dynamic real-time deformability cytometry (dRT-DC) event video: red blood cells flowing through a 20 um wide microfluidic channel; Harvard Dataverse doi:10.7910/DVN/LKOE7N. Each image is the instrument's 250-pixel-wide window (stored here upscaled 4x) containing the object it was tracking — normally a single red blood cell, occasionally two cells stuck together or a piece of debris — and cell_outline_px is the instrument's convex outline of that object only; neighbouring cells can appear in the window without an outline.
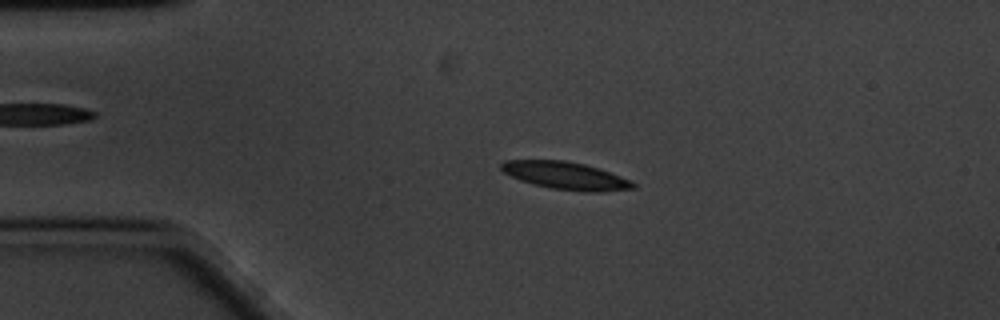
{"species": "common noctule bat (a hibernating species)", "species_latin": "Nyctalus noctula", "temperature_condition": "cold", "stored_images_in_passage": 58, "camera_frame_rate_fps": 3000, "um_per_image_px": 0.085, "animal": {"sex": "male", "body_mass_g": 20.1, "forearm_length_mm": 53.5}, "frame": {"image": 1, "passage_image": 12, "time_ms": 3.667, "image_size_px": [1000, 320], "cell_outline_px": [[636, 188], [600, 192], [584, 192], [552, 188], [520, 180], [504, 172], [500, 168], [500, 164], [504, 160], [564, 160], [584, 164], [620, 176], [636, 184]], "centroid_in_image_um": [48.07, 14.93], "position_along_channel_um": 36.9, "area_um2": 20.87}}
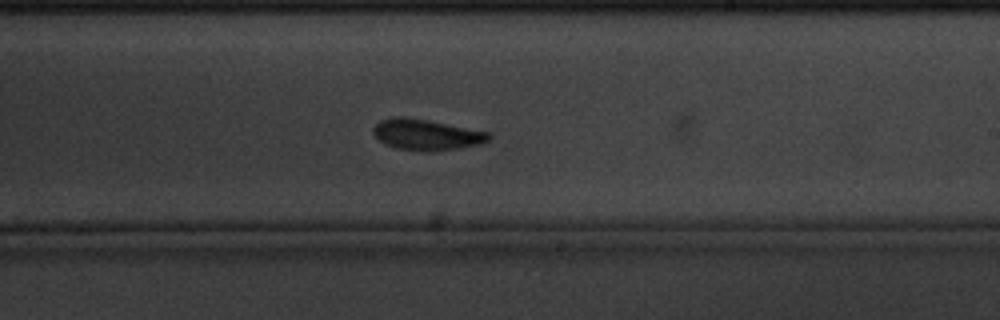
{"frame": {"image": 2, "passage_image": 34, "time_ms": 11.0, "image_size_px": [1000, 320], "cell_outline_px": [[492, 136], [488, 140], [480, 144], [460, 148], [432, 152], [424, 152], [396, 148], [384, 144], [372, 132], [372, 128], [380, 120], [392, 116], [404, 116], [428, 120], [492, 132]], "centroid_in_image_um": [36.26, 11.44], "position_along_channel_um": 252.7, "area_um2": 21.21}}
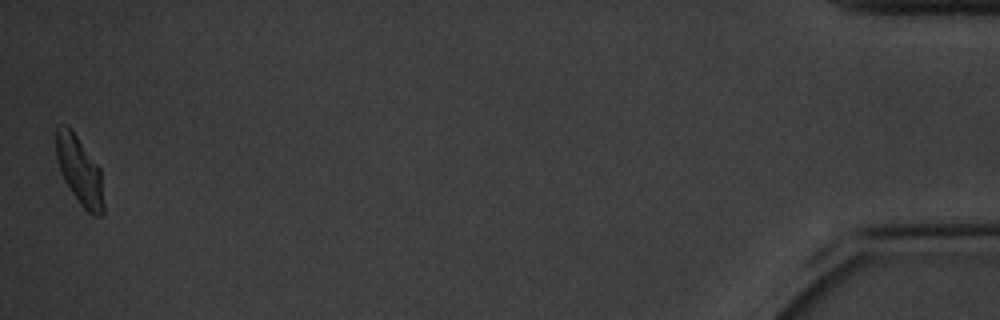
{"frame": {"image": 3, "passage_image": 58, "time_ms": 19.0, "image_size_px": [1000, 320], "cell_outline_px": [[104, 216], [96, 216], [88, 212], [80, 204], [64, 180], [60, 172], [56, 160], [56, 124], [68, 124], [100, 168], [104, 204]], "centroid_in_image_um": [6.75, 14.49], "position_along_channel_um": 428.5, "area_um2": 19.07}, "authors_computed_cell_mechanics": {"area_um2": 20.1722, "velocity_mm_per_s": 3.3551, "shape_relaxation_time_tau1_ms": 2.4888, "shape_relaxation_time_tau2_ms": 4.0289, "deformation_change_tau1": 0.1183, "deformation_change_tau2": 0.0723}}